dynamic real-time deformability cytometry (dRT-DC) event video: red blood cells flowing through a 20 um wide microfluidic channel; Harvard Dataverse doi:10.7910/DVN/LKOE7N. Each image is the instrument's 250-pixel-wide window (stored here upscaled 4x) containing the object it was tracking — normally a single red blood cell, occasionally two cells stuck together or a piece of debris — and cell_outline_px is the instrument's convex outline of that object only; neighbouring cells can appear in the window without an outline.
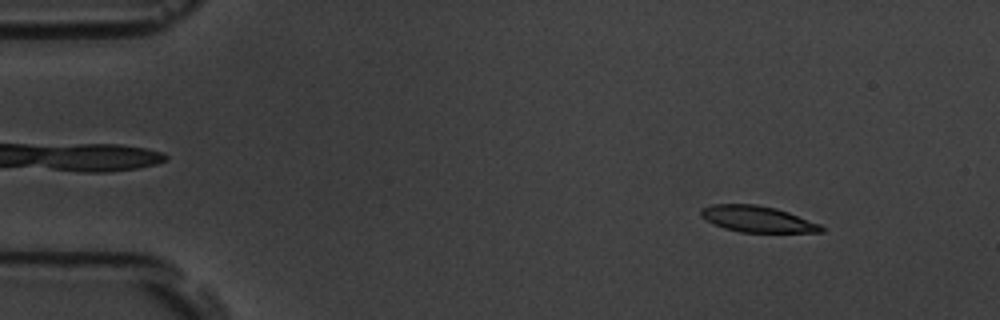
{"species": "common noctule bat (a hibernating species)", "species_latin": "Nyctalus noctula", "temperature_condition": "room temperature", "stored_images_in_passage": 54, "camera_frame_rate_fps": 3000, "um_per_image_px": 0.085, "animal": {"sex": "male", "body_mass_g": 19.5, "forearm_length_mm": 54.6}, "frame": {"image": 1, "passage_image": 4, "time_ms": 1.0, "image_size_px": [1000, 320], "cell_outline_px": [[824, 232], [740, 232], [724, 228], [712, 224], [704, 220], [700, 216], [700, 208], [712, 204], [756, 204], [776, 208], [788, 212], [820, 224], [824, 228]], "centroid_in_image_um": [64.32, 18.61], "position_along_channel_um": 20.7, "area_um2": 18.5}}
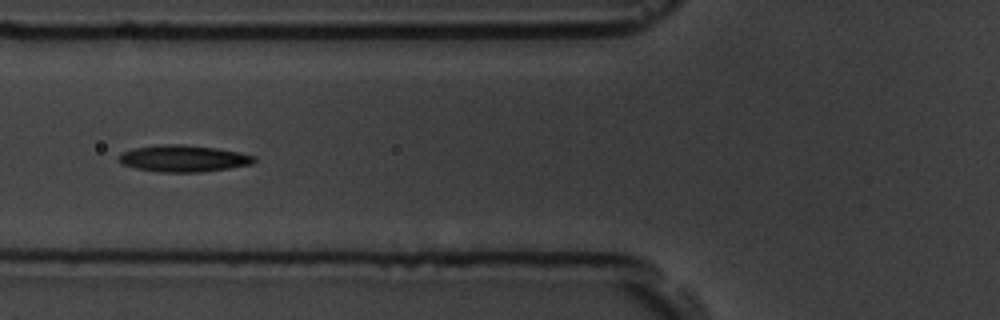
{"frame": {"image": 2, "passage_image": 19, "time_ms": 6.0, "image_size_px": [1000, 320], "cell_outline_px": [[256, 160], [252, 164], [228, 168], [200, 172], [160, 172], [136, 168], [124, 164], [120, 160], [120, 156], [124, 152], [132, 148], [160, 144], [180, 144], [216, 148], [240, 152], [256, 156]], "centroid_in_image_um": [15.64, 13.46], "position_along_channel_um": 110.2, "area_um2": 20.87}}
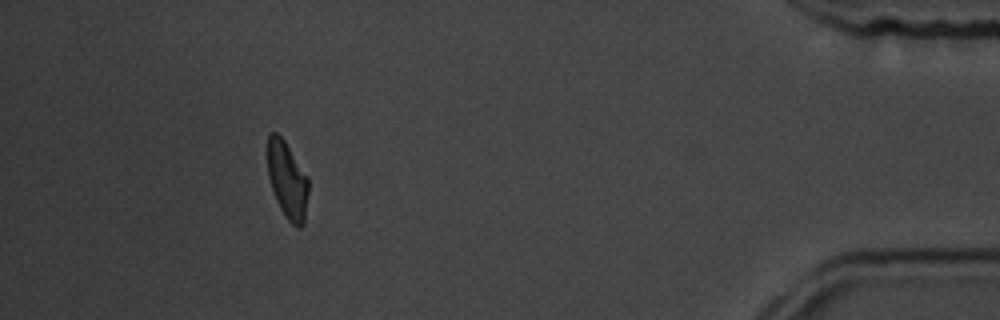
{"frame": {"image": 3, "passage_image": 49, "time_ms": 16.0, "image_size_px": [1000, 320], "cell_outline_px": [[308, 192], [304, 224], [300, 228], [296, 228], [288, 220], [280, 208], [276, 200], [268, 176], [268, 136], [272, 132], [276, 132], [284, 140], [308, 176]], "centroid_in_image_um": [24.44, 15.33], "position_along_channel_um": 410.8, "area_um2": 18.26}, "authors_computed_cell_mechanics": {"area_um2": 19.3052, "velocity_mm_per_s": 3.5974, "shape_relaxation_time_tau1_ms": 4.7127, "shape_relaxation_time_tau2_ms": 7.2276, "deformation_change_tau1": 0.1522, "deformation_change_tau2": 0.1623}}